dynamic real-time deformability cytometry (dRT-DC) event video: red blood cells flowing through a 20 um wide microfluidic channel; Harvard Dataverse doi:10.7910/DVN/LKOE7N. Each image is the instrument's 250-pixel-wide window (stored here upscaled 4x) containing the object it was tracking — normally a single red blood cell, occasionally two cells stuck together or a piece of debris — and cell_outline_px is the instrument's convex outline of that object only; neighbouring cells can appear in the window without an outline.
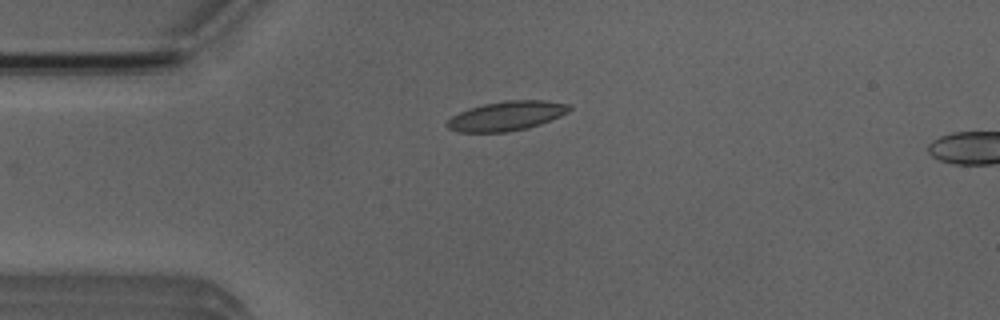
{"species": "Egyptian fruit bat (a non-hibernating species)", "species_latin": "Rousettus aegyptiacus", "temperature_condition": "room temperature", "stored_images_in_passage": 6, "camera_frame_rate_fps": 3000, "um_per_image_px": 0.085, "animal": {"sex": "male"}, "frame": {"image": 1, "passage_image": 4, "time_ms": 3.333, "image_size_px": [1000, 320], "cell_outline_px": [[572, 108], [568, 112], [560, 116], [540, 124], [528, 128], [508, 132], [460, 132], [448, 128], [444, 124], [452, 116], [468, 108], [484, 104], [508, 100], [544, 100], [572, 104]], "centroid_in_image_um": [43.07, 9.85], "position_along_channel_um": 41.9, "area_um2": 21.04}}